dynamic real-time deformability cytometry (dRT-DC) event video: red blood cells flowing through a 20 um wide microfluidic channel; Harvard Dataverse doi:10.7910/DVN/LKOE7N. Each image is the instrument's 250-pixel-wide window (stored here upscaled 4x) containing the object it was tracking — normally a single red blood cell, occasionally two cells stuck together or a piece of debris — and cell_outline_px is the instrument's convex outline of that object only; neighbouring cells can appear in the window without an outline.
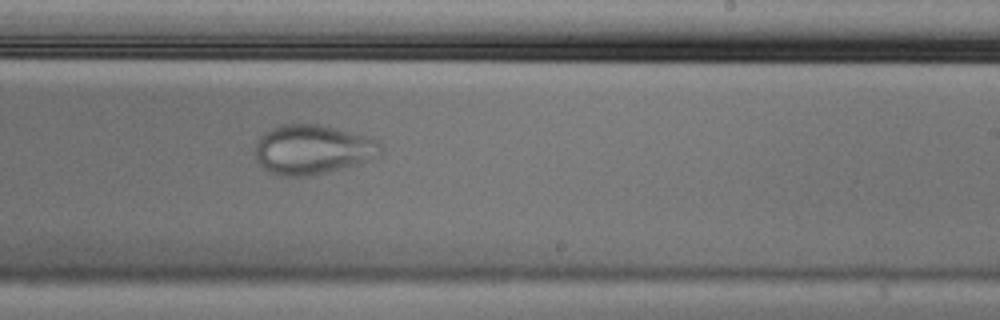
{"species": "Egyptian fruit bat (a non-hibernating species)", "species_latin": "Rousettus aegyptiacus", "temperature_condition": "cold", "stored_images_in_passage": 55, "camera_frame_rate_fps": 3000, "um_per_image_px": 0.085, "animal": {"sex": "male"}, "frame": {"image": 1, "passage_image": 34, "time_ms": 11.0, "image_size_px": [1000, 320], "cell_outline_px": [[380, 156], [360, 164], [324, 172], [304, 176], [276, 176], [268, 172], [256, 160], [256, 140], [264, 132], [272, 128], [284, 124], [320, 124], [380, 140]], "centroid_in_image_um": [26.55, 12.71], "position_along_channel_um": 262.4, "area_um2": 36.24}}